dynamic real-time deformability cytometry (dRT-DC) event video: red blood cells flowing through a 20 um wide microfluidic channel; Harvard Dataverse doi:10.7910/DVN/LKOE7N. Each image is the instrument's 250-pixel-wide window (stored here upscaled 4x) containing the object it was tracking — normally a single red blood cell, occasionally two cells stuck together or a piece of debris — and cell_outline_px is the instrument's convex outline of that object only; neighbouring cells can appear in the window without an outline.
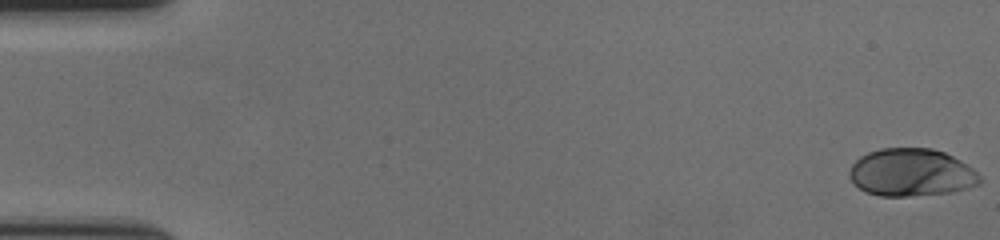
{"species": "human", "species_latin": "Homo sapiens", "temperature_condition": "cold", "stored_images_in_passage": 59, "camera_frame_rate_fps": 3000, "um_per_image_px": 0.085, "donor": {"sex": "female"}, "frame": {"image": 1, "passage_image": 1, "time_ms": 0.0, "image_size_px": [1000, 240], "cell_outline_px": [[980, 184], [968, 188], [952, 192], [908, 196], [880, 196], [864, 192], [852, 184], [848, 176], [848, 172], [852, 164], [860, 156], [868, 152], [880, 148], [932, 148], [944, 152], [960, 160], [972, 168], [980, 176]], "centroid_in_image_um": [77.42, 14.67], "position_along_channel_um": 7.6, "area_um2": 36.53}}
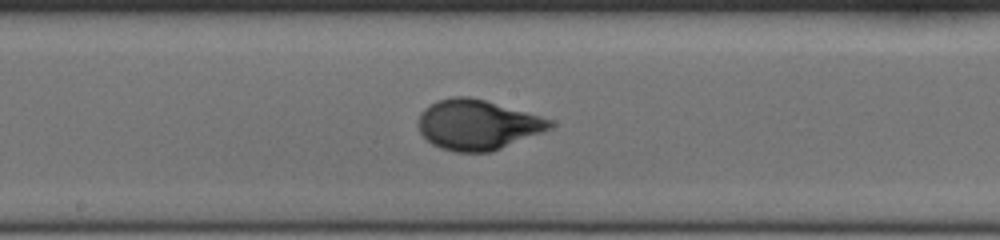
{"frame": {"image": 2, "passage_image": 32, "time_ms": 10.333, "image_size_px": [1000, 240], "cell_outline_px": [[556, 124], [552, 128], [492, 152], [452, 152], [440, 148], [432, 144], [420, 132], [416, 124], [420, 112], [424, 108], [436, 100], [452, 96], [468, 96], [484, 100], [540, 116], [552, 120]], "centroid_in_image_um": [40.55, 10.6], "position_along_channel_um": 207.7, "area_um2": 38.55}}
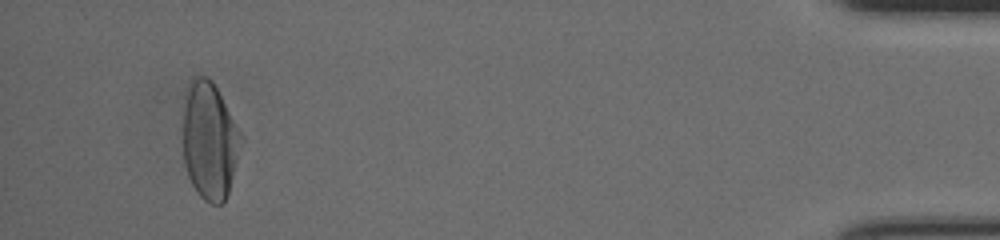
{"frame": {"image": 3, "passage_image": 56, "time_ms": 18.333, "image_size_px": [1000, 240], "cell_outline_px": [[240, 132], [236, 156], [228, 196], [220, 204], [212, 204], [204, 200], [196, 192], [188, 176], [184, 164], [184, 104], [188, 88], [192, 80], [196, 76], [204, 76], [212, 80]], "centroid_in_image_um": [17.77, 11.98], "position_along_channel_um": 417.4, "area_um2": 38.44}, "authors_computed_cell_mechanics": {"area_um2": 37.1654, "velocity_mm_per_s": 3.5195, "shape_relaxation_time_tau1_ms": 4.1374, "shape_relaxation_time_tau2_ms": null, "deformation_change_tau1": 0.1935, "deformation_change_tau2": null}}